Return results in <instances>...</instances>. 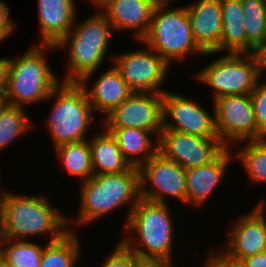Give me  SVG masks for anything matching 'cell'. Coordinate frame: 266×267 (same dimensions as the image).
<instances>
[{
    "mask_svg": "<svg viewBox=\"0 0 266 267\" xmlns=\"http://www.w3.org/2000/svg\"><path fill=\"white\" fill-rule=\"evenodd\" d=\"M46 195L20 194L5 190L0 212V239L30 240L48 235L47 242L62 238L67 232L68 215ZM28 237V238H27Z\"/></svg>",
    "mask_w": 266,
    "mask_h": 267,
    "instance_id": "cell-1",
    "label": "cell"
},
{
    "mask_svg": "<svg viewBox=\"0 0 266 267\" xmlns=\"http://www.w3.org/2000/svg\"><path fill=\"white\" fill-rule=\"evenodd\" d=\"M79 194L80 208L76 219L68 217L70 231L76 232V227H86L100 218L102 220L122 206L128 207L124 229L131 211L140 199L138 167L132 166L127 172L119 174H94L87 181L80 183Z\"/></svg>",
    "mask_w": 266,
    "mask_h": 267,
    "instance_id": "cell-2",
    "label": "cell"
},
{
    "mask_svg": "<svg viewBox=\"0 0 266 267\" xmlns=\"http://www.w3.org/2000/svg\"><path fill=\"white\" fill-rule=\"evenodd\" d=\"M89 16L80 22H77L76 16L71 31L55 44L56 50L68 49L65 50L68 52L65 67L68 68L61 82L92 80L104 66V61L112 62L113 55H110L109 47L115 32L113 27L99 10Z\"/></svg>",
    "mask_w": 266,
    "mask_h": 267,
    "instance_id": "cell-3",
    "label": "cell"
},
{
    "mask_svg": "<svg viewBox=\"0 0 266 267\" xmlns=\"http://www.w3.org/2000/svg\"><path fill=\"white\" fill-rule=\"evenodd\" d=\"M169 206L140 198L119 240L139 258L173 261L176 229Z\"/></svg>",
    "mask_w": 266,
    "mask_h": 267,
    "instance_id": "cell-4",
    "label": "cell"
},
{
    "mask_svg": "<svg viewBox=\"0 0 266 267\" xmlns=\"http://www.w3.org/2000/svg\"><path fill=\"white\" fill-rule=\"evenodd\" d=\"M28 48V51L15 58L9 57L5 92L9 105L24 108L46 101L61 83L60 76L52 71L46 59L50 50H56L55 45L39 44L37 41Z\"/></svg>",
    "mask_w": 266,
    "mask_h": 267,
    "instance_id": "cell-5",
    "label": "cell"
},
{
    "mask_svg": "<svg viewBox=\"0 0 266 267\" xmlns=\"http://www.w3.org/2000/svg\"><path fill=\"white\" fill-rule=\"evenodd\" d=\"M48 100H53V105L44 122L53 140V148L60 144L90 138L89 130L93 128L97 116L85 90L78 82H61L50 93L47 102Z\"/></svg>",
    "mask_w": 266,
    "mask_h": 267,
    "instance_id": "cell-6",
    "label": "cell"
},
{
    "mask_svg": "<svg viewBox=\"0 0 266 267\" xmlns=\"http://www.w3.org/2000/svg\"><path fill=\"white\" fill-rule=\"evenodd\" d=\"M140 43L157 52L170 65L187 62L192 55H206L195 43L187 10L184 6H155L150 27Z\"/></svg>",
    "mask_w": 266,
    "mask_h": 267,
    "instance_id": "cell-7",
    "label": "cell"
},
{
    "mask_svg": "<svg viewBox=\"0 0 266 267\" xmlns=\"http://www.w3.org/2000/svg\"><path fill=\"white\" fill-rule=\"evenodd\" d=\"M225 54V55H224ZM191 76L207 85L212 100L225 95L250 94L261 76L253 53H224Z\"/></svg>",
    "mask_w": 266,
    "mask_h": 267,
    "instance_id": "cell-8",
    "label": "cell"
},
{
    "mask_svg": "<svg viewBox=\"0 0 266 267\" xmlns=\"http://www.w3.org/2000/svg\"><path fill=\"white\" fill-rule=\"evenodd\" d=\"M142 45L144 47L114 54L113 62L108 63L113 64L133 92L164 93L166 90L162 84L172 65L157 52Z\"/></svg>",
    "mask_w": 266,
    "mask_h": 267,
    "instance_id": "cell-9",
    "label": "cell"
},
{
    "mask_svg": "<svg viewBox=\"0 0 266 267\" xmlns=\"http://www.w3.org/2000/svg\"><path fill=\"white\" fill-rule=\"evenodd\" d=\"M138 170L140 198L169 204L167 198L172 197V200L174 198L186 206V172L183 167L157 152L141 164Z\"/></svg>",
    "mask_w": 266,
    "mask_h": 267,
    "instance_id": "cell-10",
    "label": "cell"
},
{
    "mask_svg": "<svg viewBox=\"0 0 266 267\" xmlns=\"http://www.w3.org/2000/svg\"><path fill=\"white\" fill-rule=\"evenodd\" d=\"M215 126L220 141L231 147L241 141L258 140L250 94L225 95L212 100Z\"/></svg>",
    "mask_w": 266,
    "mask_h": 267,
    "instance_id": "cell-11",
    "label": "cell"
},
{
    "mask_svg": "<svg viewBox=\"0 0 266 267\" xmlns=\"http://www.w3.org/2000/svg\"><path fill=\"white\" fill-rule=\"evenodd\" d=\"M104 128H139L158 136L163 129V93L133 92L102 120Z\"/></svg>",
    "mask_w": 266,
    "mask_h": 267,
    "instance_id": "cell-12",
    "label": "cell"
},
{
    "mask_svg": "<svg viewBox=\"0 0 266 267\" xmlns=\"http://www.w3.org/2000/svg\"><path fill=\"white\" fill-rule=\"evenodd\" d=\"M192 97L166 90L163 93V129L203 138H219L212 114Z\"/></svg>",
    "mask_w": 266,
    "mask_h": 267,
    "instance_id": "cell-13",
    "label": "cell"
},
{
    "mask_svg": "<svg viewBox=\"0 0 266 267\" xmlns=\"http://www.w3.org/2000/svg\"><path fill=\"white\" fill-rule=\"evenodd\" d=\"M158 139V152L185 170L210 163L226 148L219 138H203L169 129H162Z\"/></svg>",
    "mask_w": 266,
    "mask_h": 267,
    "instance_id": "cell-14",
    "label": "cell"
},
{
    "mask_svg": "<svg viewBox=\"0 0 266 267\" xmlns=\"http://www.w3.org/2000/svg\"><path fill=\"white\" fill-rule=\"evenodd\" d=\"M230 225L225 235L228 238L220 251L227 258L240 262L248 256L266 251V220L254 207L231 220Z\"/></svg>",
    "mask_w": 266,
    "mask_h": 267,
    "instance_id": "cell-15",
    "label": "cell"
},
{
    "mask_svg": "<svg viewBox=\"0 0 266 267\" xmlns=\"http://www.w3.org/2000/svg\"><path fill=\"white\" fill-rule=\"evenodd\" d=\"M234 154L231 147H226L210 163L186 169L187 197L186 206L203 208L204 202L212 198L213 193L226 178Z\"/></svg>",
    "mask_w": 266,
    "mask_h": 267,
    "instance_id": "cell-16",
    "label": "cell"
},
{
    "mask_svg": "<svg viewBox=\"0 0 266 267\" xmlns=\"http://www.w3.org/2000/svg\"><path fill=\"white\" fill-rule=\"evenodd\" d=\"M192 36L207 56L220 54L222 9L219 0H195L185 4Z\"/></svg>",
    "mask_w": 266,
    "mask_h": 267,
    "instance_id": "cell-17",
    "label": "cell"
},
{
    "mask_svg": "<svg viewBox=\"0 0 266 267\" xmlns=\"http://www.w3.org/2000/svg\"><path fill=\"white\" fill-rule=\"evenodd\" d=\"M155 6L151 0H110L99 11L115 32L128 30L141 41L149 30Z\"/></svg>",
    "mask_w": 266,
    "mask_h": 267,
    "instance_id": "cell-18",
    "label": "cell"
},
{
    "mask_svg": "<svg viewBox=\"0 0 266 267\" xmlns=\"http://www.w3.org/2000/svg\"><path fill=\"white\" fill-rule=\"evenodd\" d=\"M107 68L97 77L98 79H94L95 82L93 83L90 80L78 82L85 90L94 114H98L97 112L103 114L101 119L133 93V90L126 84L113 65ZM89 82L93 85L88 86L90 85Z\"/></svg>",
    "mask_w": 266,
    "mask_h": 267,
    "instance_id": "cell-19",
    "label": "cell"
},
{
    "mask_svg": "<svg viewBox=\"0 0 266 267\" xmlns=\"http://www.w3.org/2000/svg\"><path fill=\"white\" fill-rule=\"evenodd\" d=\"M39 44L55 45L67 35L76 20V0H37ZM41 29V30H40Z\"/></svg>",
    "mask_w": 266,
    "mask_h": 267,
    "instance_id": "cell-20",
    "label": "cell"
},
{
    "mask_svg": "<svg viewBox=\"0 0 266 267\" xmlns=\"http://www.w3.org/2000/svg\"><path fill=\"white\" fill-rule=\"evenodd\" d=\"M105 129L115 138L131 166L139 167L158 152L159 136L155 133L134 127Z\"/></svg>",
    "mask_w": 266,
    "mask_h": 267,
    "instance_id": "cell-21",
    "label": "cell"
},
{
    "mask_svg": "<svg viewBox=\"0 0 266 267\" xmlns=\"http://www.w3.org/2000/svg\"><path fill=\"white\" fill-rule=\"evenodd\" d=\"M101 129V132H92L93 135L88 139L94 174H119L127 172L132 167L131 164L123 157L111 133L103 128V126H101Z\"/></svg>",
    "mask_w": 266,
    "mask_h": 267,
    "instance_id": "cell-22",
    "label": "cell"
},
{
    "mask_svg": "<svg viewBox=\"0 0 266 267\" xmlns=\"http://www.w3.org/2000/svg\"><path fill=\"white\" fill-rule=\"evenodd\" d=\"M219 1L222 9L220 53H246L245 16L241 0Z\"/></svg>",
    "mask_w": 266,
    "mask_h": 267,
    "instance_id": "cell-23",
    "label": "cell"
},
{
    "mask_svg": "<svg viewBox=\"0 0 266 267\" xmlns=\"http://www.w3.org/2000/svg\"><path fill=\"white\" fill-rule=\"evenodd\" d=\"M77 234L69 231L59 240L45 241L39 267H78L84 253L81 242L83 239Z\"/></svg>",
    "mask_w": 266,
    "mask_h": 267,
    "instance_id": "cell-24",
    "label": "cell"
},
{
    "mask_svg": "<svg viewBox=\"0 0 266 267\" xmlns=\"http://www.w3.org/2000/svg\"><path fill=\"white\" fill-rule=\"evenodd\" d=\"M54 148L59 165L69 175L79 178L80 183L94 175L89 140L64 143Z\"/></svg>",
    "mask_w": 266,
    "mask_h": 267,
    "instance_id": "cell-25",
    "label": "cell"
},
{
    "mask_svg": "<svg viewBox=\"0 0 266 267\" xmlns=\"http://www.w3.org/2000/svg\"><path fill=\"white\" fill-rule=\"evenodd\" d=\"M236 146L240 149H235ZM232 147L234 159L245 169L250 184L266 183V139L241 141Z\"/></svg>",
    "mask_w": 266,
    "mask_h": 267,
    "instance_id": "cell-26",
    "label": "cell"
},
{
    "mask_svg": "<svg viewBox=\"0 0 266 267\" xmlns=\"http://www.w3.org/2000/svg\"><path fill=\"white\" fill-rule=\"evenodd\" d=\"M27 108L6 105L0 112V153L12 142L36 129L35 122L27 115Z\"/></svg>",
    "mask_w": 266,
    "mask_h": 267,
    "instance_id": "cell-27",
    "label": "cell"
},
{
    "mask_svg": "<svg viewBox=\"0 0 266 267\" xmlns=\"http://www.w3.org/2000/svg\"><path fill=\"white\" fill-rule=\"evenodd\" d=\"M44 245L34 240L0 239L7 267H39Z\"/></svg>",
    "mask_w": 266,
    "mask_h": 267,
    "instance_id": "cell-28",
    "label": "cell"
},
{
    "mask_svg": "<svg viewBox=\"0 0 266 267\" xmlns=\"http://www.w3.org/2000/svg\"><path fill=\"white\" fill-rule=\"evenodd\" d=\"M244 12L246 53L255 49L266 39V0H241Z\"/></svg>",
    "mask_w": 266,
    "mask_h": 267,
    "instance_id": "cell-29",
    "label": "cell"
},
{
    "mask_svg": "<svg viewBox=\"0 0 266 267\" xmlns=\"http://www.w3.org/2000/svg\"><path fill=\"white\" fill-rule=\"evenodd\" d=\"M258 130V140L266 139V79H261L250 93Z\"/></svg>",
    "mask_w": 266,
    "mask_h": 267,
    "instance_id": "cell-30",
    "label": "cell"
},
{
    "mask_svg": "<svg viewBox=\"0 0 266 267\" xmlns=\"http://www.w3.org/2000/svg\"><path fill=\"white\" fill-rule=\"evenodd\" d=\"M116 245L101 267H136L137 255L129 250L120 240Z\"/></svg>",
    "mask_w": 266,
    "mask_h": 267,
    "instance_id": "cell-31",
    "label": "cell"
},
{
    "mask_svg": "<svg viewBox=\"0 0 266 267\" xmlns=\"http://www.w3.org/2000/svg\"><path fill=\"white\" fill-rule=\"evenodd\" d=\"M9 4L6 3L0 8V45L6 41L10 36L15 34L17 27L10 17Z\"/></svg>",
    "mask_w": 266,
    "mask_h": 267,
    "instance_id": "cell-32",
    "label": "cell"
},
{
    "mask_svg": "<svg viewBox=\"0 0 266 267\" xmlns=\"http://www.w3.org/2000/svg\"><path fill=\"white\" fill-rule=\"evenodd\" d=\"M209 252L206 254L204 261H202V267H243L240 262L227 258L220 250L218 253Z\"/></svg>",
    "mask_w": 266,
    "mask_h": 267,
    "instance_id": "cell-33",
    "label": "cell"
},
{
    "mask_svg": "<svg viewBox=\"0 0 266 267\" xmlns=\"http://www.w3.org/2000/svg\"><path fill=\"white\" fill-rule=\"evenodd\" d=\"M174 261L163 259H143L137 256L136 267H175ZM177 267V266H176Z\"/></svg>",
    "mask_w": 266,
    "mask_h": 267,
    "instance_id": "cell-34",
    "label": "cell"
},
{
    "mask_svg": "<svg viewBox=\"0 0 266 267\" xmlns=\"http://www.w3.org/2000/svg\"><path fill=\"white\" fill-rule=\"evenodd\" d=\"M243 267H266V251L248 256L240 261Z\"/></svg>",
    "mask_w": 266,
    "mask_h": 267,
    "instance_id": "cell-35",
    "label": "cell"
},
{
    "mask_svg": "<svg viewBox=\"0 0 266 267\" xmlns=\"http://www.w3.org/2000/svg\"><path fill=\"white\" fill-rule=\"evenodd\" d=\"M253 54L256 57L261 76L263 77L266 74V39L255 49Z\"/></svg>",
    "mask_w": 266,
    "mask_h": 267,
    "instance_id": "cell-36",
    "label": "cell"
},
{
    "mask_svg": "<svg viewBox=\"0 0 266 267\" xmlns=\"http://www.w3.org/2000/svg\"><path fill=\"white\" fill-rule=\"evenodd\" d=\"M9 69V57H0V92H6Z\"/></svg>",
    "mask_w": 266,
    "mask_h": 267,
    "instance_id": "cell-37",
    "label": "cell"
},
{
    "mask_svg": "<svg viewBox=\"0 0 266 267\" xmlns=\"http://www.w3.org/2000/svg\"><path fill=\"white\" fill-rule=\"evenodd\" d=\"M254 208L266 220V198L258 201Z\"/></svg>",
    "mask_w": 266,
    "mask_h": 267,
    "instance_id": "cell-38",
    "label": "cell"
},
{
    "mask_svg": "<svg viewBox=\"0 0 266 267\" xmlns=\"http://www.w3.org/2000/svg\"><path fill=\"white\" fill-rule=\"evenodd\" d=\"M88 2H91V5L96 6L97 11L100 10L107 2L110 0H86Z\"/></svg>",
    "mask_w": 266,
    "mask_h": 267,
    "instance_id": "cell-39",
    "label": "cell"
},
{
    "mask_svg": "<svg viewBox=\"0 0 266 267\" xmlns=\"http://www.w3.org/2000/svg\"><path fill=\"white\" fill-rule=\"evenodd\" d=\"M8 105L5 92H0V112Z\"/></svg>",
    "mask_w": 266,
    "mask_h": 267,
    "instance_id": "cell-40",
    "label": "cell"
},
{
    "mask_svg": "<svg viewBox=\"0 0 266 267\" xmlns=\"http://www.w3.org/2000/svg\"><path fill=\"white\" fill-rule=\"evenodd\" d=\"M156 6L157 5H171L172 2L176 3V0H151Z\"/></svg>",
    "mask_w": 266,
    "mask_h": 267,
    "instance_id": "cell-41",
    "label": "cell"
},
{
    "mask_svg": "<svg viewBox=\"0 0 266 267\" xmlns=\"http://www.w3.org/2000/svg\"><path fill=\"white\" fill-rule=\"evenodd\" d=\"M0 267H7L4 255L2 254L1 251H0Z\"/></svg>",
    "mask_w": 266,
    "mask_h": 267,
    "instance_id": "cell-42",
    "label": "cell"
},
{
    "mask_svg": "<svg viewBox=\"0 0 266 267\" xmlns=\"http://www.w3.org/2000/svg\"><path fill=\"white\" fill-rule=\"evenodd\" d=\"M1 185H2V184H0V212H1V202H2V197H3V194H4L5 190H6V188H5V189L2 188Z\"/></svg>",
    "mask_w": 266,
    "mask_h": 267,
    "instance_id": "cell-43",
    "label": "cell"
},
{
    "mask_svg": "<svg viewBox=\"0 0 266 267\" xmlns=\"http://www.w3.org/2000/svg\"><path fill=\"white\" fill-rule=\"evenodd\" d=\"M4 0H0V8L5 4Z\"/></svg>",
    "mask_w": 266,
    "mask_h": 267,
    "instance_id": "cell-44",
    "label": "cell"
}]
</instances>
